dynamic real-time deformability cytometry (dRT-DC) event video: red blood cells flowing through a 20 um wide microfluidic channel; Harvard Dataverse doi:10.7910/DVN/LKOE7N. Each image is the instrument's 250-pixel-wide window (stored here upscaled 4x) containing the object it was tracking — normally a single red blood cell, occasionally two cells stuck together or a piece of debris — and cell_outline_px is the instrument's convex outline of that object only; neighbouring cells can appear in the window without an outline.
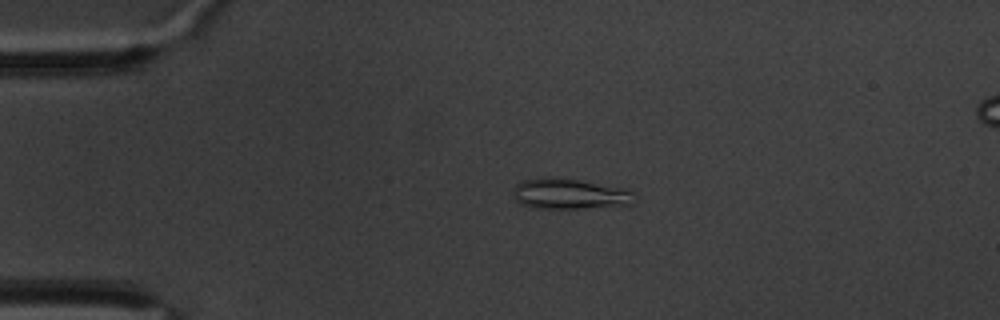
{"species": "common noctule bat (a hibernating species)", "species_latin": "Nyctalus noctula", "temperature_condition": "warm", "stored_images_in_passage": 6, "camera_frame_rate_fps": 3000, "um_per_image_px": 0.085, "animal": {"sex": "male", "body_mass_g": 20.1, "forearm_length_mm": 53.5}, "frame": {"image": 1, "passage_image": 1, "time_ms": 0.0, "image_size_px": [1000, 320], "cell_outline_px": [[636, 200], [628, 204], [588, 208], [532, 208], [520, 204], [512, 196], [512, 192], [516, 184], [524, 180], [548, 176], [552, 176], [580, 180], [620, 188], [632, 192]], "centroid_in_image_um": [48.32, 16.47], "position_along_channel_um": 36.7, "area_um2": 21.56}}